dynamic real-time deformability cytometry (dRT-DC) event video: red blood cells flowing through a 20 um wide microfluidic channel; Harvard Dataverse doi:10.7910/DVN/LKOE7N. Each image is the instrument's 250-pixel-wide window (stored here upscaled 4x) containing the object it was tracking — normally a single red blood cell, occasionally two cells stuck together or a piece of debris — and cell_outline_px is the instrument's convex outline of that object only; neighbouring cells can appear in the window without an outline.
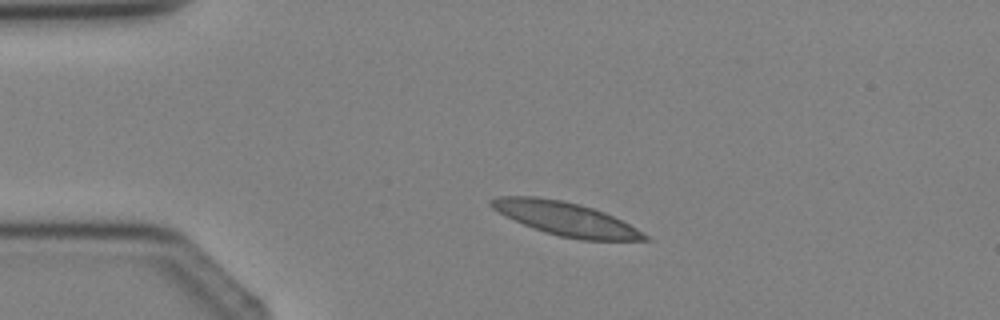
{"species": "Egyptian fruit bat (a non-hibernating species)", "species_latin": "Rousettus aegyptiacus", "temperature_condition": "cold", "stored_images_in_passage": 2, "camera_frame_rate_fps": 3000, "um_per_image_px": 0.085, "animal": {"sex": "female"}, "frame": {"image": 1, "passage_image": 1, "time_ms": 0.0, "image_size_px": [1000, 320], "cell_outline_px": [[652, 240], [580, 240], [560, 236], [544, 232], [504, 216], [492, 208], [488, 204], [488, 200], [496, 196], [536, 196], [564, 200], [580, 204], [604, 212], [636, 228], [648, 236]], "centroid_in_image_um": [48.03, 18.58], "position_along_channel_um": 37.0, "area_um2": 29.94}}